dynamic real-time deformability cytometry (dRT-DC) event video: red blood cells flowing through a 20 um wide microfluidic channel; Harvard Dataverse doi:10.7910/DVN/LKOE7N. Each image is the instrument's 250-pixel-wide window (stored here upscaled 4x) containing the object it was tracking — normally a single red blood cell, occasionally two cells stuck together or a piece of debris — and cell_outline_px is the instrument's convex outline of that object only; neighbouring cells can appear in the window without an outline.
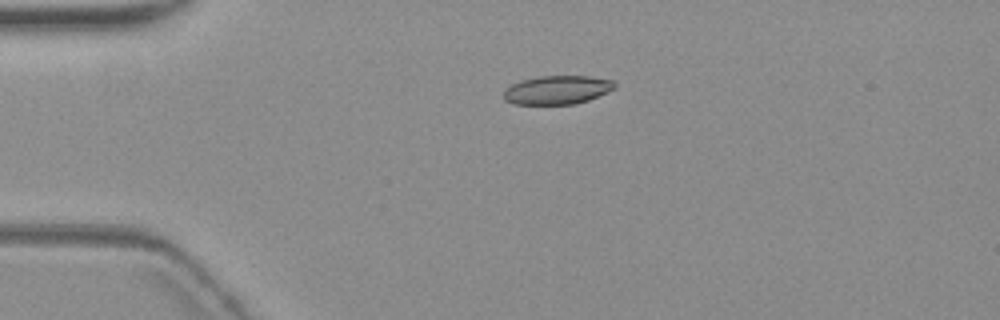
{"species": "common noctule bat (a hibernating species)", "species_latin": "Nyctalus noctula", "temperature_condition": "warm", "stored_images_in_passage": 2, "camera_frame_rate_fps": 3000, "um_per_image_px": 0.085, "animal": {"sex": "female", "body_mass_g": 19.3, "forearm_length_mm": 54.1}, "frame": {"image": 1, "passage_image": 1, "time_ms": 0.0, "image_size_px": [1000, 320], "cell_outline_px": [[616, 88], [608, 92], [588, 100], [576, 104], [512, 104], [504, 100], [504, 88], [520, 80], [540, 76], [588, 76], [612, 80], [616, 84]], "centroid_in_image_um": [47.35, 7.64], "position_along_channel_um": 37.7, "area_um2": 18.67}}